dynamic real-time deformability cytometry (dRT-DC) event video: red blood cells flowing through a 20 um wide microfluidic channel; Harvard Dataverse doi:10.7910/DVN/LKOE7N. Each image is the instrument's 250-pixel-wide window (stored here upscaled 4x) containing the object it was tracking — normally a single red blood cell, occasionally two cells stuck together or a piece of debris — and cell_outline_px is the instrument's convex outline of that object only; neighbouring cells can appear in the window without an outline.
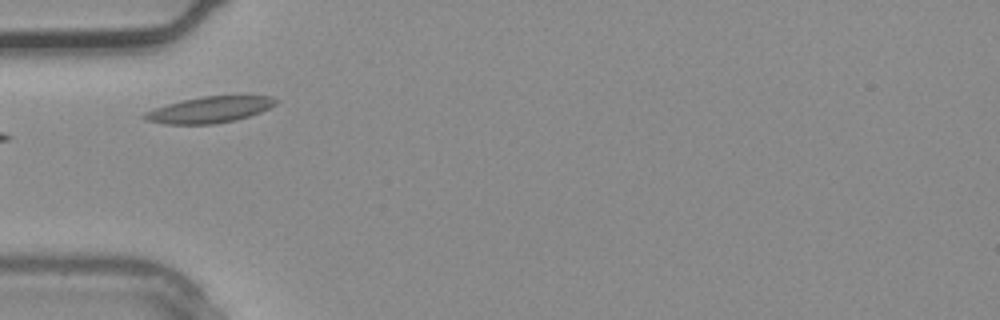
{"species": "common noctule bat (a hibernating species)", "species_latin": "Nyctalus noctula", "temperature_condition": "warm", "stored_images_in_passage": 4, "camera_frame_rate_fps": 3000, "um_per_image_px": 0.085, "animal": {"sex": "male", "body_mass_g": 20.4}, "frame": {"image": 1, "passage_image": 4, "time_ms": 1.0, "image_size_px": [1000, 320], "cell_outline_px": [[280, 100], [276, 104], [260, 112], [236, 120], [216, 124], [164, 124], [148, 120], [140, 116], [144, 112], [168, 104], [200, 96], [272, 96]], "centroid_in_image_um": [17.83, 9.33], "position_along_channel_um": 67.2, "area_um2": 19.94}}